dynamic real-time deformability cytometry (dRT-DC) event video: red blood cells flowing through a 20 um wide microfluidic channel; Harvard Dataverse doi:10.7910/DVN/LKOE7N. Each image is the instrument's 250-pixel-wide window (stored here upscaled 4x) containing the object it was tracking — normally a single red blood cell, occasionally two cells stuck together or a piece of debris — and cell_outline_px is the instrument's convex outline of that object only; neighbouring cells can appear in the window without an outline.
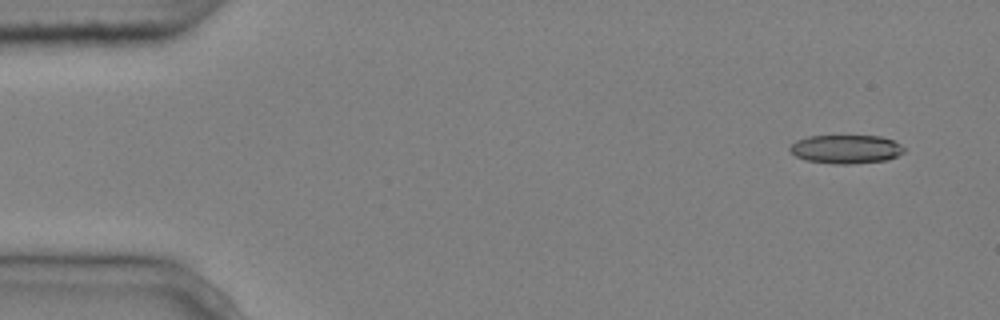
{"species": "common noctule bat (a hibernating species)", "species_latin": "Nyctalus noctula", "temperature_condition": "cold", "stored_images_in_passage": 6, "segment_of_instrument_passage": [2, 2], "camera_frame_rate_fps": 3000, "um_per_image_px": 0.085, "animal": {"sex": "male", "body_mass_g": 20.4}, "frame": {"image": 1, "passage_image": 6, "time_ms": 1.667, "image_size_px": [1000, 320], "cell_outline_px": [[904, 152], [888, 160], [848, 164], [836, 164], [808, 160], [796, 156], [788, 148], [796, 140], [808, 136], [880, 136], [892, 140], [900, 144], [904, 148]], "centroid_in_image_um": [71.91, 12.67], "position_along_channel_um": 13.1, "area_um2": 18.9}}